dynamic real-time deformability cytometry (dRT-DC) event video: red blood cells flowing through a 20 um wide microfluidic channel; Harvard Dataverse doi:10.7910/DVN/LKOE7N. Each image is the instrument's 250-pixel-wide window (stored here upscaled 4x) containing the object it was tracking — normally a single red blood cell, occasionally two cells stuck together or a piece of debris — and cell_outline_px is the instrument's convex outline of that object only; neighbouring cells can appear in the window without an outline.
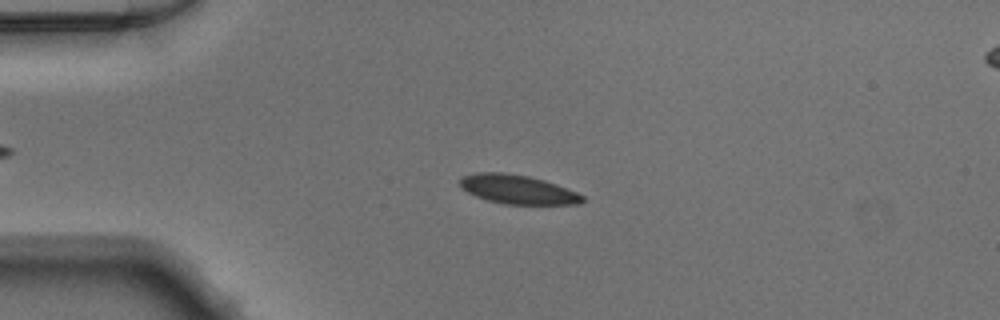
{"species": "Egyptian fruit bat (a non-hibernating species)", "species_latin": "Rousettus aegyptiacus", "temperature_condition": "warm", "stored_images_in_passage": 50, "camera_frame_rate_fps": 3000, "um_per_image_px": 0.085, "animal": {"sex": "male"}, "frame": {"image": 1, "passage_image": 12, "time_ms": 3.667, "image_size_px": [1000, 320], "cell_outline_px": [[584, 200], [580, 204], [504, 204], [488, 200], [476, 196], [468, 192], [460, 184], [460, 180], [464, 176], [476, 172], [504, 172], [528, 176], [544, 180], [556, 184], [576, 192], [584, 196]], "centroid_in_image_um": [44.02, 16.1], "position_along_channel_um": 41.0, "area_um2": 20.52}}
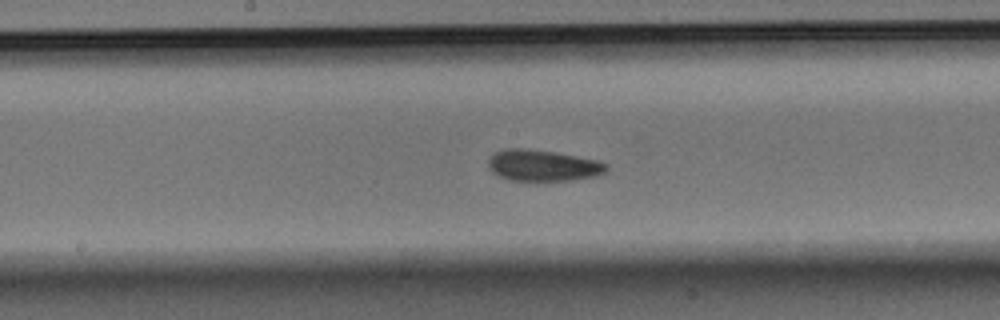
{"frame": {"image": 2, "passage_image": 26, "time_ms": 8.333, "image_size_px": [1000, 320], "cell_outline_px": [[608, 168], [604, 172], [596, 176], [572, 180], [508, 180], [492, 172], [488, 168], [488, 160], [492, 152], [504, 148], [528, 148], [556, 152], [596, 160], [608, 164]], "centroid_in_image_um": [46.09, 14.05], "position_along_channel_um": 202.1, "area_um2": 21.68}}
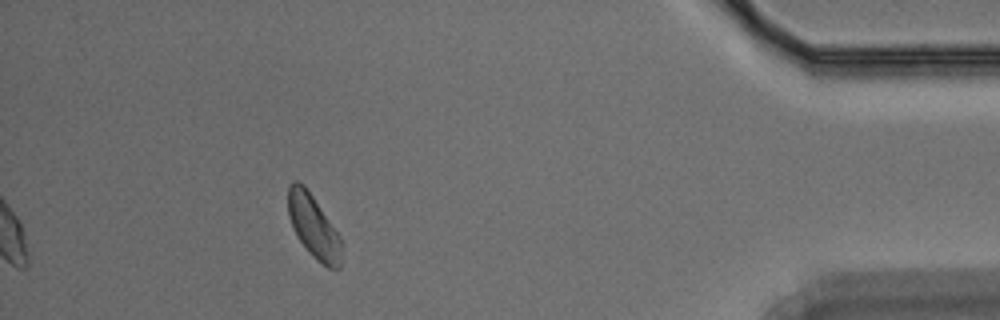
{"frame": {"image": 3, "passage_image": 45, "time_ms": 14.667, "image_size_px": [1000, 320], "cell_outline_px": [[340, 268], [328, 268], [316, 260], [308, 252], [292, 228], [288, 216], [288, 184], [292, 180], [296, 180], [304, 184], [340, 236]], "centroid_in_image_um": [26.61, 19.22], "position_along_channel_um": 408.6, "area_um2": 19.48}}